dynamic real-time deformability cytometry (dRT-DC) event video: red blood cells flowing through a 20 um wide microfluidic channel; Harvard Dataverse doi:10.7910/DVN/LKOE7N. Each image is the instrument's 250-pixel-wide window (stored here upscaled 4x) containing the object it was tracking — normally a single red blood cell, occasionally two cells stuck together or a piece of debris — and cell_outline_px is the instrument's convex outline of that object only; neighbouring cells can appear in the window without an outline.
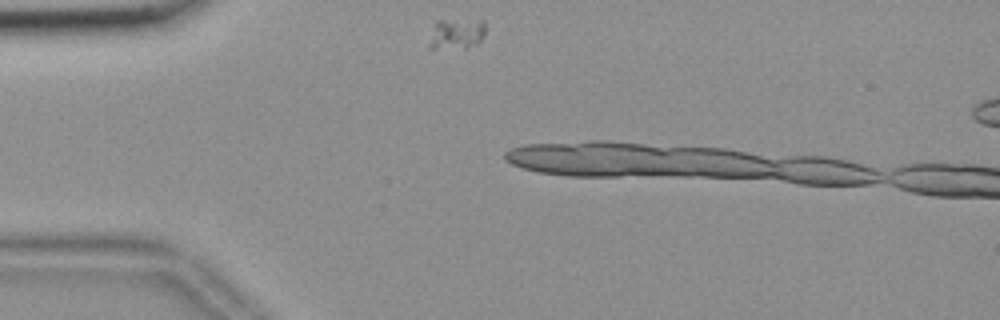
{"species": "common noctule bat (a hibernating species)", "species_latin": "Nyctalus noctula", "temperature_condition": "room temperature", "stored_images_in_passage": 4, "camera_frame_rate_fps": 3000, "um_per_image_px": 0.085, "animal": {"sex": "female", "body_mass_g": 18.4}, "frame": {"image": 1, "passage_image": 1, "time_ms": 0.0, "image_size_px": [1000, 320], "cell_outline_px": [[484, 36], [480, 44], [464, 48], [428, 48], [428, 44], [436, 20], [484, 20]], "centroid_in_image_um": [38.82, 2.88], "position_along_channel_um": 46.2, "area_um2": 10.17}}